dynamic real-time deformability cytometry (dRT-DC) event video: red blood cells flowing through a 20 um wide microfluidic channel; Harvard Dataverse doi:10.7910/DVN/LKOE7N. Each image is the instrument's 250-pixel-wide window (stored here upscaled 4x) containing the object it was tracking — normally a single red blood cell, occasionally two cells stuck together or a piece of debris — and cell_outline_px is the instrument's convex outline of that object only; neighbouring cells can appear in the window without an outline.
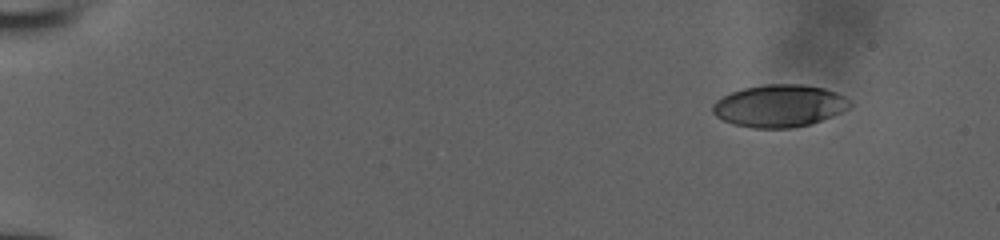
{"species": "human", "species_latin": "Homo sapiens", "temperature_condition": "room temperature", "stored_images_in_passage": 34, "camera_frame_rate_fps": 3000, "um_per_image_px": 0.085, "donor": {"sex": "male"}, "frame": {"image": 1, "passage_image": 1, "time_ms": 0.0, "image_size_px": [1000, 240], "cell_outline_px": [[852, 104], [848, 108], [832, 116], [812, 124], [792, 128], [752, 128], [732, 124], [716, 116], [712, 112], [712, 104], [716, 100], [732, 92], [744, 88], [764, 84], [804, 84], [824, 88], [836, 92], [844, 96]], "centroid_in_image_um": [66.24, 9.0], "position_along_channel_um": 18.8, "area_um2": 33.93}}
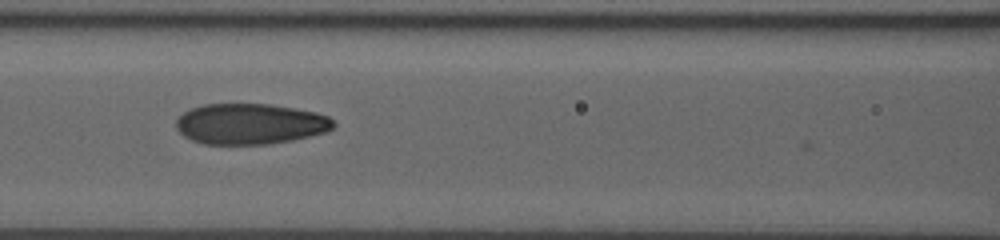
{"frame": {"image": 2, "passage_image": 14, "time_ms": 4.333, "image_size_px": [1000, 240], "cell_outline_px": [[336, 124], [328, 132], [292, 140], [268, 144], [204, 144], [192, 140], [184, 136], [176, 128], [176, 120], [184, 112], [192, 108], [204, 104], [268, 104], [296, 108], [316, 112], [328, 116]], "centroid_in_image_um": [21.28, 10.53], "position_along_channel_um": 145.3, "area_um2": 37.4}}
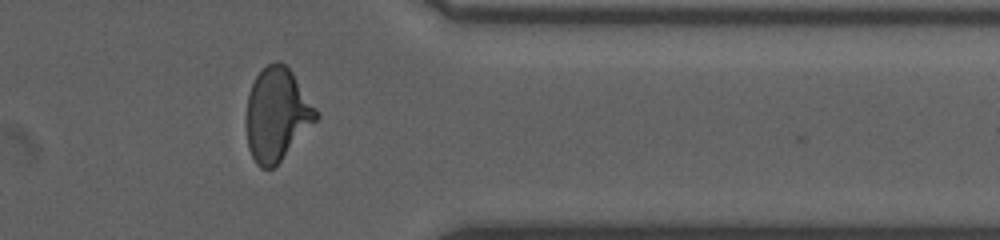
{"frame": {"image": 3, "passage_image": 27, "time_ms": 8.667, "image_size_px": [1000, 240], "cell_outline_px": [[320, 116], [280, 160], [272, 168], [260, 168], [256, 164], [248, 148], [244, 124], [244, 116], [248, 96], [252, 84], [256, 76], [268, 64], [276, 60], [280, 60], [292, 72], [316, 108]], "centroid_in_image_um": [23.49, 9.72], "position_along_channel_um": 387.9, "area_um2": 37.74}}